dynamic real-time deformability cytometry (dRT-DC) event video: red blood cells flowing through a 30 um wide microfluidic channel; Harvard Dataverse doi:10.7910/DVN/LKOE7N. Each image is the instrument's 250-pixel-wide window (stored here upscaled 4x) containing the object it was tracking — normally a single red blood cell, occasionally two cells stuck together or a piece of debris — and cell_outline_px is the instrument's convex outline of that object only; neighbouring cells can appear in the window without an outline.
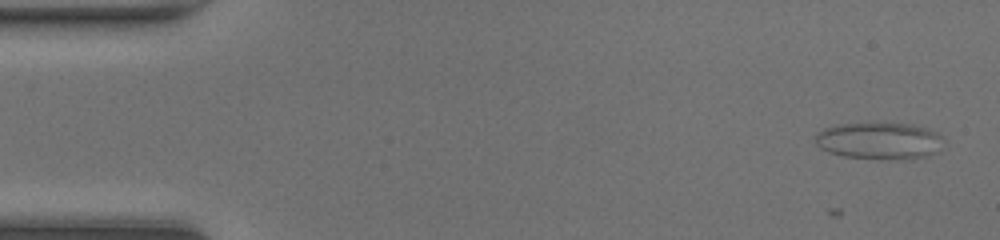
{"species": "common noctule bat (a hibernating species)", "species_latin": "Nyctalus noctula", "temperature_condition": "room temperature", "stored_images_in_passage": 3, "camera_frame_rate_fps": 3000, "um_per_image_px": 0.085, "animal": {"sex": "female", "body_mass_g": 20.0, "forearm_length_mm": 54.0}, "frame": {"image": 1, "passage_image": 3, "time_ms": 0.667, "image_size_px": [1000, 240], "cell_outline_px": [[944, 140], [940, 152], [928, 156], [904, 160], [896, 160], [844, 156], [828, 152], [820, 148], [816, 144], [816, 132], [824, 128], [840, 124], [912, 124], [928, 128], [944, 136]], "centroid_in_image_um": [74.82, 11.99], "position_along_channel_um": 10.2, "area_um2": 27.86}}